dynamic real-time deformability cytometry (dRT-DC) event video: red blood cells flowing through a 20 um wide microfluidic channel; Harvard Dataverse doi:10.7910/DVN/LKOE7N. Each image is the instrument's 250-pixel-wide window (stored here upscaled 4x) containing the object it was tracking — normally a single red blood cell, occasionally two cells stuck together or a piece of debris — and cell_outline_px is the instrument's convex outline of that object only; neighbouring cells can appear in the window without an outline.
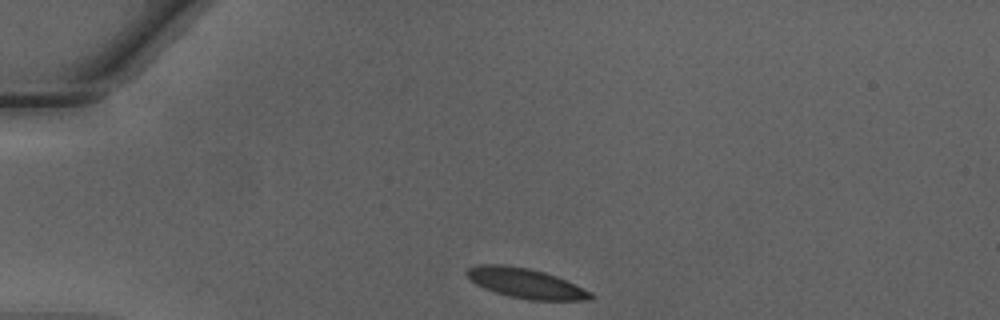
{"species": "Egyptian fruit bat (a non-hibernating species)", "species_latin": "Rousettus aegyptiacus", "temperature_condition": "warm", "stored_images_in_passage": 1, "camera_frame_rate_fps": 3000, "um_per_image_px": 0.085, "animal": {"sex": "male"}, "frame": {"image": 1, "passage_image": 1, "time_ms": 0.0, "image_size_px": [1000, 320], "cell_outline_px": [[596, 296], [592, 300], [528, 300], [508, 296], [484, 288], [476, 284], [464, 272], [468, 268], [476, 264], [504, 264], [528, 268], [544, 272], [556, 276], [592, 292]], "centroid_in_image_um": [44.69, 24.08], "position_along_channel_um": 40.3, "area_um2": 21.62}}